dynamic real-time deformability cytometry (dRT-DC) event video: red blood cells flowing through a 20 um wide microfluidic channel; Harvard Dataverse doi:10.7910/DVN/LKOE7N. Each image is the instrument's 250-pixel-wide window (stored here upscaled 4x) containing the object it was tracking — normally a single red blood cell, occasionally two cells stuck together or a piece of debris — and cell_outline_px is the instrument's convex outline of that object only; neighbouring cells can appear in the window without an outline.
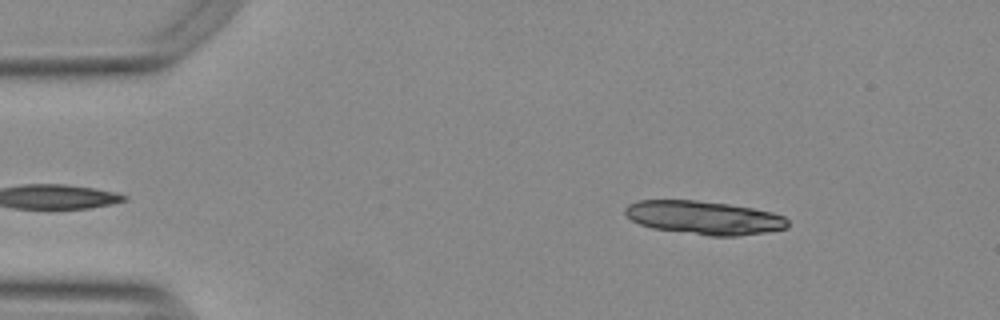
{"species": "Egyptian fruit bat (a non-hibernating species)", "species_latin": "Rousettus aegyptiacus", "temperature_condition": "warm", "stored_images_in_passage": 49, "segment_of_instrument_passage": [1, 2], "camera_frame_rate_fps": 3000, "um_per_image_px": 0.085, "animal": {"sex": "female"}, "frame": {"image": 1, "passage_image": 3, "time_ms": 0.667, "image_size_px": [1000, 320], "cell_outline_px": [[788, 228], [764, 232], [736, 236], [708, 236], [652, 228], [640, 224], [632, 220], [624, 212], [624, 208], [628, 204], [636, 200], [696, 200], [728, 204], [752, 208], [772, 212], [784, 216], [788, 220]], "centroid_in_image_um": [59.83, 18.5], "position_along_channel_um": 25.2, "area_um2": 31.79}}